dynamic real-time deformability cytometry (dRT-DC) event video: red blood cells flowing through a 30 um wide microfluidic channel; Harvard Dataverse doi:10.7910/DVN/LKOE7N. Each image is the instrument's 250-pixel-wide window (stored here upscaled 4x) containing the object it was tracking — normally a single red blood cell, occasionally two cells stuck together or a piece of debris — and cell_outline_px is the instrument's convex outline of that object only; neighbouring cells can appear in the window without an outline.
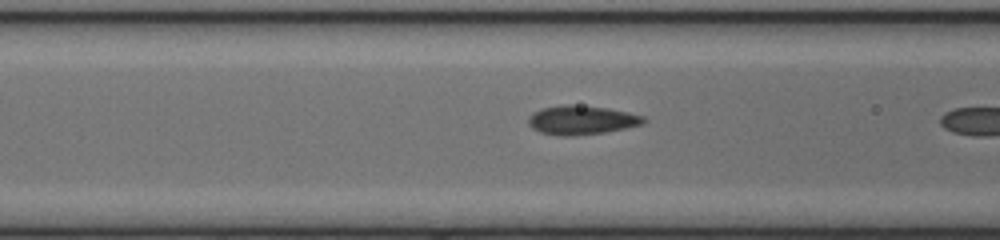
{"species": "common noctule bat (a hibernating species)", "species_latin": "Nyctalus noctula", "temperature_condition": "cold", "stored_images_in_passage": 10, "camera_frame_rate_fps": 3000, "um_per_image_px": 0.085, "animal": {"sex": "female", "body_mass_g": 17.0, "forearm_length_mm": 48.0}, "frame": {"image": 1, "passage_image": 9, "time_ms": 2.667, "image_size_px": [1000, 240], "cell_outline_px": [[648, 120], [644, 124], [604, 132], [572, 136], [560, 136], [540, 132], [532, 128], [528, 124], [528, 116], [532, 112], [540, 108], [564, 104], [568, 104], [604, 108], [628, 112], [644, 116]], "centroid_in_image_um": [49.4, 10.2], "position_along_channel_um": 117.2, "area_um2": 19.54}}